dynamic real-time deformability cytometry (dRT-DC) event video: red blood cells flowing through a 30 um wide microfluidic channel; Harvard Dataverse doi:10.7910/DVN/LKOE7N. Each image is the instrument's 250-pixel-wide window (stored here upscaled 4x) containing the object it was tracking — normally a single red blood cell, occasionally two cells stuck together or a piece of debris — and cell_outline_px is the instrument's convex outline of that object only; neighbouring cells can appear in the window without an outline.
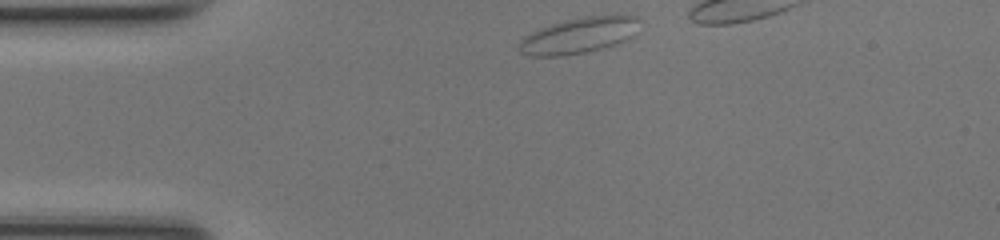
{"species": "common noctule bat (a hibernating species)", "species_latin": "Nyctalus noctula", "temperature_condition": "room temperature", "stored_images_in_passage": 18, "camera_frame_rate_fps": 3000, "um_per_image_px": 0.085, "animal": {"sex": "female", "body_mass_g": 17.0, "forearm_length_mm": 48.0}, "frame": {"image": 1, "passage_image": 1, "time_ms": 0.0, "image_size_px": [1000, 240], "cell_outline_px": [[640, 32], [624, 40], [600, 48], [584, 52], [560, 56], [532, 56], [520, 52], [520, 40], [524, 36], [532, 32], [552, 24], [564, 20], [580, 16], [616, 12], [636, 16]], "centroid_in_image_um": [49.29, 2.95], "position_along_channel_um": 35.7, "area_um2": 25.49}}
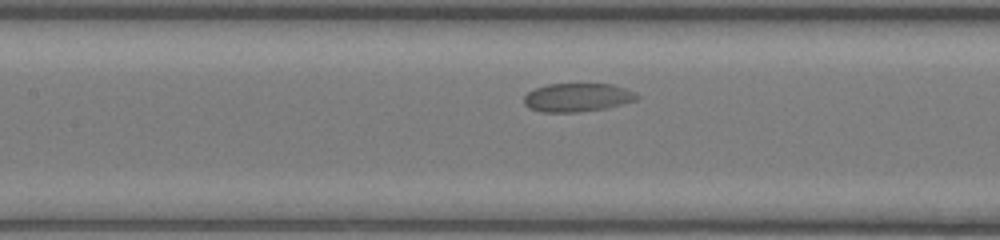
{"frame": {"image": 2, "passage_image": 13, "time_ms": 4.0, "image_size_px": [1000, 240], "cell_outline_px": [[640, 96], [636, 100], [604, 108], [576, 112], [540, 112], [528, 108], [524, 104], [524, 96], [528, 92], [536, 88], [548, 84], [612, 84], [636, 92]], "centroid_in_image_um": [49.05, 8.28], "position_along_channel_um": 158.3, "area_um2": 18.67}}
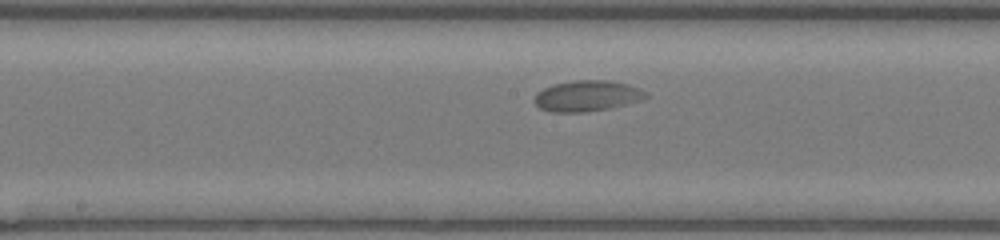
{"frame": {"image": 3, "passage_image": 16, "time_ms": 5.0, "image_size_px": [1000, 240], "cell_outline_px": [[648, 96], [644, 100], [608, 108], [580, 112], [552, 112], [540, 108], [536, 104], [536, 92], [544, 88], [556, 84], [572, 80], [608, 80], [628, 84], [640, 88], [648, 92]], "centroid_in_image_um": [49.96, 8.14], "position_along_channel_um": 198.2, "area_um2": 19.94}}